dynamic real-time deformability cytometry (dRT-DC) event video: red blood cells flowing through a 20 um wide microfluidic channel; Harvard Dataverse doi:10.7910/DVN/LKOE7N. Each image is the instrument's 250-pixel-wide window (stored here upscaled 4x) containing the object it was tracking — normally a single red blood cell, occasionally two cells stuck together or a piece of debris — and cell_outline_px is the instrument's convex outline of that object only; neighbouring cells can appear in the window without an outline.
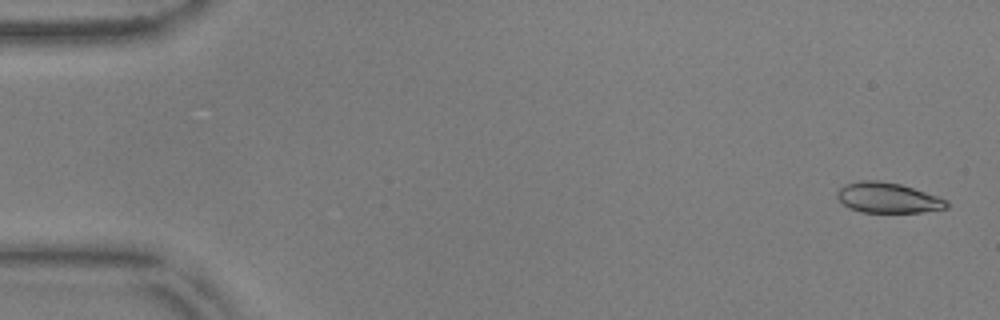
{"species": "common noctule bat (a hibernating species)", "species_latin": "Nyctalus noctula", "temperature_condition": "warm", "stored_images_in_passage": 56, "camera_frame_rate_fps": 3000, "um_per_image_px": 0.085, "animal": {"sex": "male", "body_mass_g": 17.9, "forearm_length_mm": 54.2}, "frame": {"image": 1, "passage_image": 2, "time_ms": 0.333, "image_size_px": [1000, 320], "cell_outline_px": [[948, 208], [924, 212], [860, 212], [848, 208], [836, 196], [836, 192], [844, 184], [860, 180], [880, 180], [900, 184], [948, 200]], "centroid_in_image_um": [75.44, 16.81], "position_along_channel_um": 9.6, "area_um2": 19.36}}
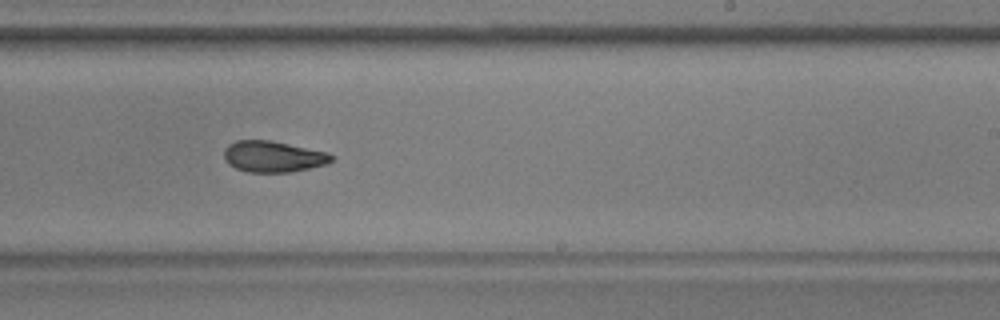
{"frame": {"image": 2, "passage_image": 34, "time_ms": 11.0, "image_size_px": [1000, 320], "cell_outline_px": [[336, 156], [328, 164], [292, 172], [248, 172], [236, 168], [228, 164], [224, 160], [224, 148], [228, 144], [236, 140], [272, 140], [328, 152]], "centroid_in_image_um": [23.23, 13.3], "position_along_channel_um": 265.8, "area_um2": 19.83}}
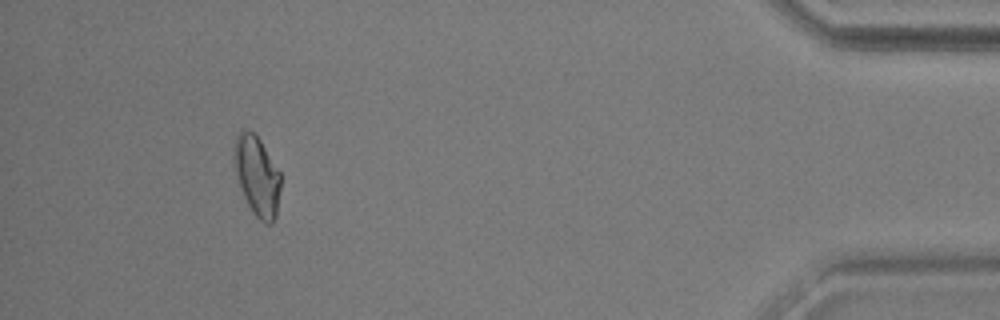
{"frame": {"image": 3, "passage_image": 51, "time_ms": 16.667, "image_size_px": [1000, 320], "cell_outline_px": [[280, 188], [276, 216], [272, 224], [264, 224], [252, 212], [244, 196], [232, 160], [232, 144], [240, 128], [244, 128], [252, 132], [260, 140], [280, 172]], "centroid_in_image_um": [21.82, 14.91], "position_along_channel_um": 413.4, "area_um2": 21.79}}